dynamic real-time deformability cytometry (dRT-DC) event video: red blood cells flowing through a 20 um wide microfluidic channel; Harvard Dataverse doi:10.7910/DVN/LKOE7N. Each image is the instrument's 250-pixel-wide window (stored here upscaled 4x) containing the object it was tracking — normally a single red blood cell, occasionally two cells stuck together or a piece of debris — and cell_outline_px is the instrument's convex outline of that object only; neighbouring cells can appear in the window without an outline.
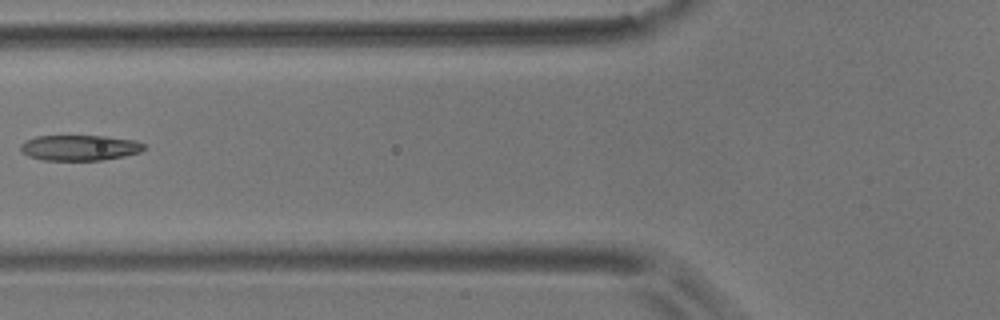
{"species": "common noctule bat (a hibernating species)", "species_latin": "Nyctalus noctula", "temperature_condition": "room temperature", "stored_images_in_passage": 5, "camera_frame_rate_fps": 3000, "um_per_image_px": 0.085, "animal": {"sex": "male", "body_mass_g": 17.9}, "frame": {"image": 1, "passage_image": 4, "time_ms": 1.0, "image_size_px": [1000, 320], "cell_outline_px": [[144, 148], [140, 152], [124, 156], [100, 160], [44, 160], [28, 156], [20, 148], [20, 144], [36, 136], [104, 136], [136, 140], [144, 144]], "centroid_in_image_um": [6.78, 12.55], "position_along_channel_um": 119.0, "area_um2": 18.21}}
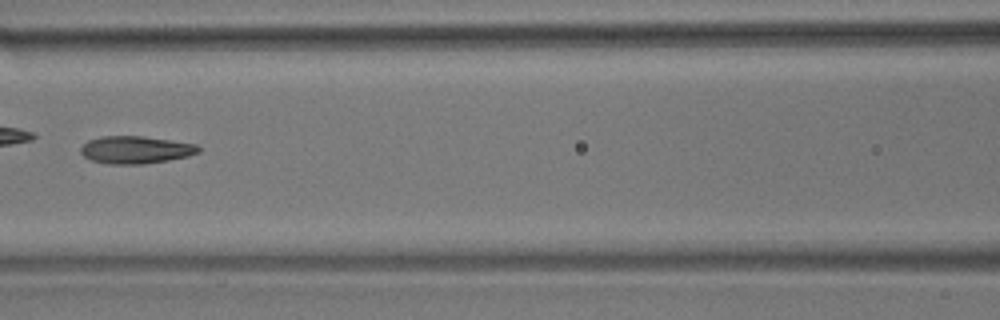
{"frame": {"image": 2, "passage_image": 5, "time_ms": 1.333, "image_size_px": [1000, 320], "cell_outline_px": [[200, 152], [188, 156], [168, 160], [144, 164], [108, 164], [92, 160], [84, 156], [80, 152], [80, 148], [88, 140], [100, 136], [144, 136], [196, 144], [200, 148]], "centroid_in_image_um": [11.52, 12.73], "position_along_channel_um": 155.1, "area_um2": 18.9}}